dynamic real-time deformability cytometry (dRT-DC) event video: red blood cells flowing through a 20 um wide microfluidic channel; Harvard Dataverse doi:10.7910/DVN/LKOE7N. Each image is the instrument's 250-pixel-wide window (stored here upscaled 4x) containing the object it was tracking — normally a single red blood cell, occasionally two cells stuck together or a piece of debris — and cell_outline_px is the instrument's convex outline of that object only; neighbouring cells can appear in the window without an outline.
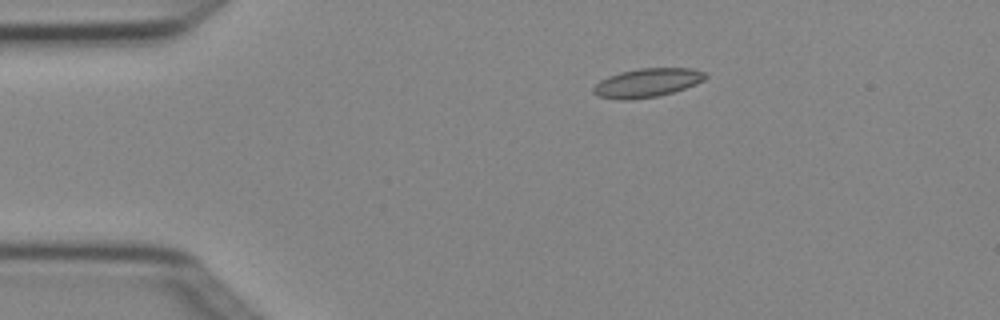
{"species": "Egyptian fruit bat (a non-hibernating species)", "species_latin": "Rousettus aegyptiacus", "temperature_condition": "cold", "stored_images_in_passage": 6, "camera_frame_rate_fps": 3000, "um_per_image_px": 0.085, "animal": {"sex": "female"}, "frame": {"image": 1, "passage_image": 3, "time_ms": 0.667, "image_size_px": [1000, 320], "cell_outline_px": [[708, 76], [704, 80], [696, 84], [672, 92], [656, 96], [628, 100], [620, 100], [596, 96], [592, 92], [592, 88], [600, 80], [608, 76], [620, 72], [640, 68], [692, 68], [704, 72]], "centroid_in_image_um": [54.98, 7.03], "position_along_channel_um": 30.0, "area_um2": 18.79}}
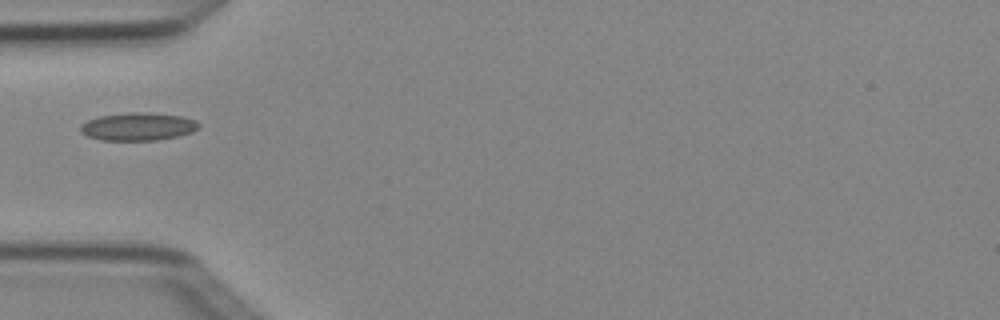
{"frame": {"image": 2, "passage_image": 5, "time_ms": 1.333, "image_size_px": [1000, 320], "cell_outline_px": [[200, 128], [192, 132], [180, 136], [156, 140], [100, 140], [88, 136], [80, 132], [80, 124], [88, 120], [100, 116], [128, 112], [148, 112], [180, 116], [196, 120], [200, 124]], "centroid_in_image_um": [11.75, 10.76], "position_along_channel_um": 73.3, "area_um2": 19.36}}
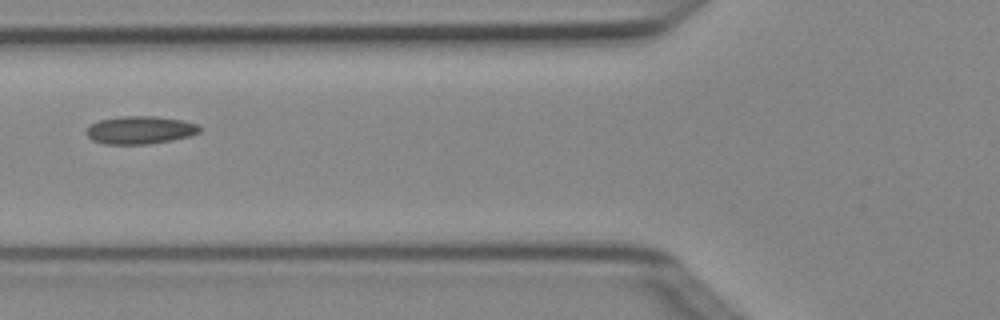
{"frame": {"image": 3, "passage_image": 6, "time_ms": 1.667, "image_size_px": [1000, 320], "cell_outline_px": [[200, 132], [192, 136], [172, 140], [148, 144], [104, 144], [92, 140], [84, 132], [92, 124], [100, 120], [120, 116], [156, 116], [184, 120], [200, 124]], "centroid_in_image_um": [11.95, 11.05], "position_along_channel_um": 113.8, "area_um2": 18.61}}